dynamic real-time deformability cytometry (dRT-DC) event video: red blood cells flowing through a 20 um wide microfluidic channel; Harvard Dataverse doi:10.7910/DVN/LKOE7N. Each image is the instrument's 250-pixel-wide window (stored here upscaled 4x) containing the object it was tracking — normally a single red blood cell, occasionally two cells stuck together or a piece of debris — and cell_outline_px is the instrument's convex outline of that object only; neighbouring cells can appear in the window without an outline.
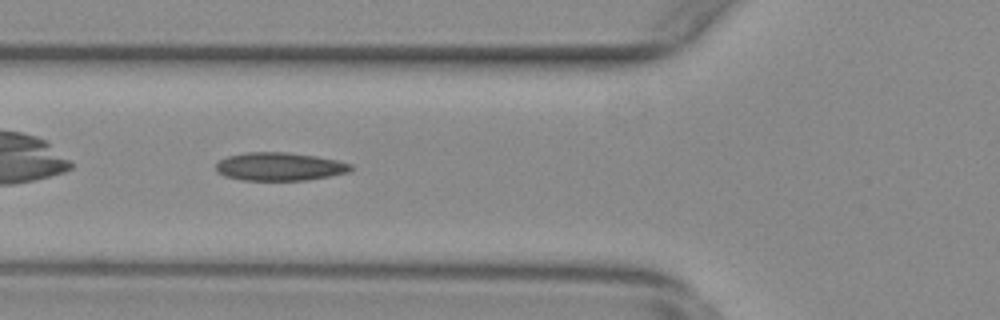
{"species": "common noctule bat (a hibernating species)", "species_latin": "Nyctalus noctula", "temperature_condition": "warm", "stored_images_in_passage": 41, "camera_frame_rate_fps": 3000, "um_per_image_px": 0.085, "animal": {"sex": "female", "body_mass_g": 29.2, "forearm_length_mm": 56.3}, "frame": {"image": 1, "passage_image": 6, "time_ms": 1.667, "image_size_px": [1000, 320], "cell_outline_px": [[352, 172], [308, 180], [244, 180], [224, 176], [216, 172], [216, 164], [220, 160], [228, 156], [248, 152], [288, 152], [316, 156], [336, 160], [352, 164]], "centroid_in_image_um": [23.79, 14.16], "position_along_channel_um": 102.0, "area_um2": 22.25}}
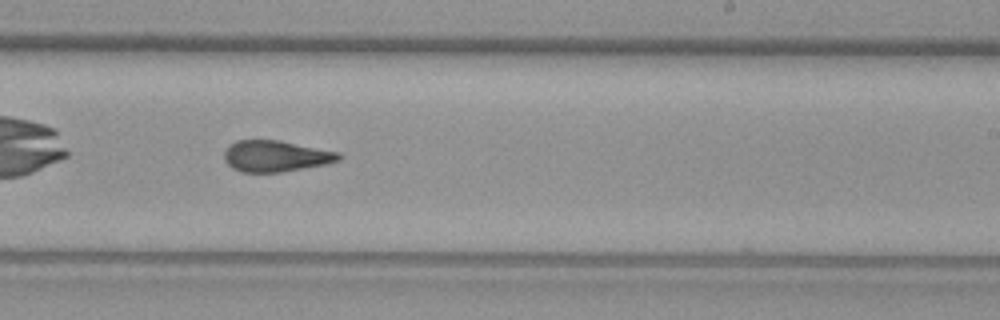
{"frame": {"image": 2, "passage_image": 19, "time_ms": 6.0, "image_size_px": [1000, 320], "cell_outline_px": [[340, 160], [328, 164], [280, 172], [240, 172], [232, 168], [224, 160], [224, 152], [228, 144], [236, 140], [280, 140], [340, 152]], "centroid_in_image_um": [23.42, 13.26], "position_along_channel_um": 265.6, "area_um2": 21.04}}
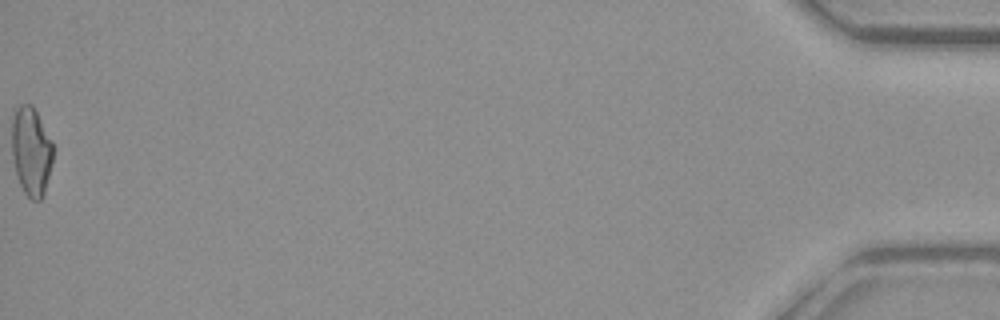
{"frame": {"image": 3, "passage_image": 41, "time_ms": 13.333, "image_size_px": [1000, 320], "cell_outline_px": [[52, 164], [44, 192], [40, 200], [32, 200], [24, 192], [16, 176], [12, 160], [12, 116], [16, 108], [20, 104], [32, 104], [52, 140]], "centroid_in_image_um": [2.63, 12.84], "position_along_channel_um": 432.6, "area_um2": 21.39}, "authors_computed_cell_mechanics": {"area_um2": 21.097, "velocity_mm_per_s": 3.7721, "shape_relaxation_time_tau1_ms": null, "shape_relaxation_time_tau2_ms": 2.3371, "deformation_change_tau1": null, "deformation_change_tau2": 0.1049}}